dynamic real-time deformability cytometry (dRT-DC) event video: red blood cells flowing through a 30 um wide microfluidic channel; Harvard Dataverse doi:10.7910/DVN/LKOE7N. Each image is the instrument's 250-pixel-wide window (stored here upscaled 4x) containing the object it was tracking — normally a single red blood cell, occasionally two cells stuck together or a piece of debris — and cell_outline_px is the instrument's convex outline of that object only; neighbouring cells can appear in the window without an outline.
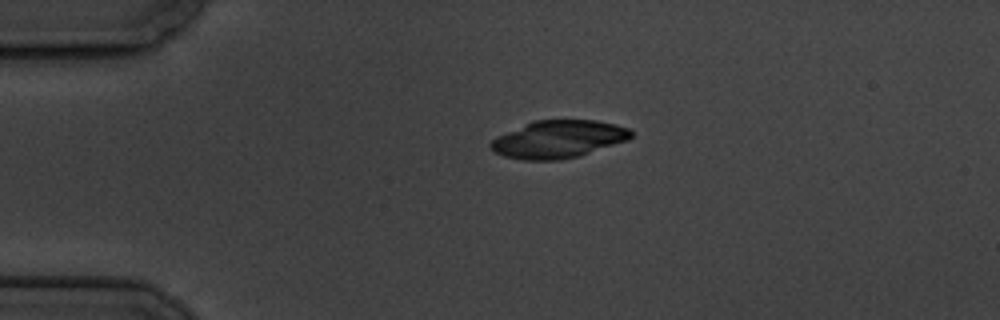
{"species": "common noctule bat (a hibernating species)", "species_latin": "Nyctalus noctula", "temperature_condition": "cold", "stored_images_in_passage": 2, "camera_frame_rate_fps": 3000, "um_per_image_px": 0.085, "animal": {"sex": "male", "body_mass_g": 19.5, "forearm_length_mm": 54.6}, "frame": {"image": 1, "passage_image": 1, "time_ms": 0.0, "image_size_px": [1000, 320], "cell_outline_px": [[632, 136], [628, 140], [580, 156], [560, 160], [524, 160], [504, 156], [488, 148], [488, 144], [496, 136], [532, 120], [596, 120], [616, 124], [628, 128], [632, 132]], "centroid_in_image_um": [47.44, 11.83], "position_along_channel_um": 37.6, "area_um2": 30.98}}